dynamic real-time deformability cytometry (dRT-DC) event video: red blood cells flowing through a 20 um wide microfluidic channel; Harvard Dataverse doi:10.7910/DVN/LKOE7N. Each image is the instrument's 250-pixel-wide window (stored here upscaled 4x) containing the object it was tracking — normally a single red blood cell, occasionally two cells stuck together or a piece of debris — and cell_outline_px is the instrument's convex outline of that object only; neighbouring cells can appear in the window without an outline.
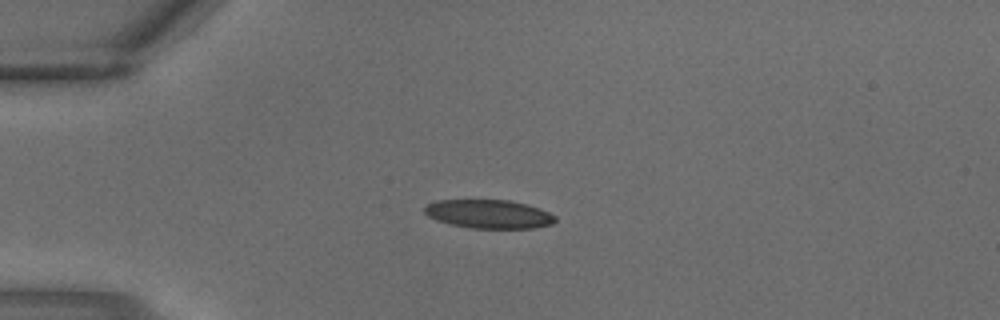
{"species": "common noctule bat (a hibernating species)", "species_latin": "Nyctalus noctula", "temperature_condition": "warm", "stored_images_in_passage": 1, "camera_frame_rate_fps": 3000, "um_per_image_px": 0.085, "animal": {"sex": "male", "body_mass_g": 18.8}, "frame": {"image": 1, "passage_image": 1, "time_ms": 0.0, "image_size_px": [1000, 320], "cell_outline_px": [[556, 220], [552, 224], [532, 228], [468, 228], [448, 224], [436, 220], [428, 216], [424, 212], [424, 208], [428, 204], [436, 200], [508, 200], [540, 208], [556, 216]], "centroid_in_image_um": [41.53, 18.2], "position_along_channel_um": 43.5, "area_um2": 21.85}}